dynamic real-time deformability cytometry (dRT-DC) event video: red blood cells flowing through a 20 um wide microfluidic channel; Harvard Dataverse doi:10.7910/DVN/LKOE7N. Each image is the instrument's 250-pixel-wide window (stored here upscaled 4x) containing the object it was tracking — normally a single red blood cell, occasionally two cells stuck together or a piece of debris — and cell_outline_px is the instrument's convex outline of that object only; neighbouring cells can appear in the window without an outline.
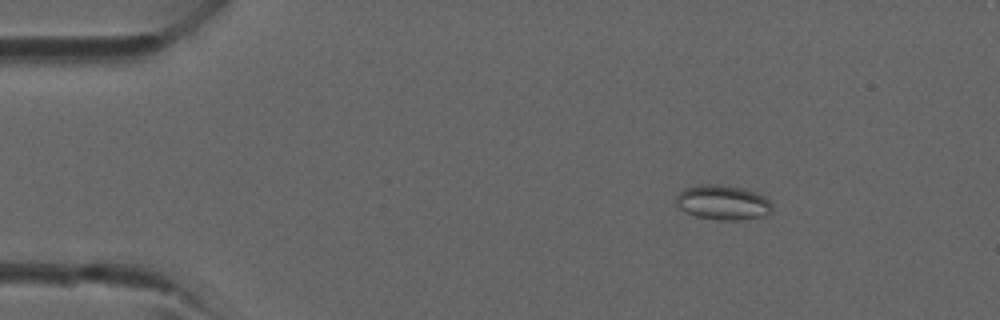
{"species": "common noctule bat (a hibernating species)", "species_latin": "Nyctalus noctula", "temperature_condition": "room temperature", "stored_images_in_passage": 5, "camera_frame_rate_fps": 3000, "um_per_image_px": 0.085, "animal": {"sex": "male", "forearm_length_mm": 52.5}, "frame": {"image": 1, "passage_image": 2, "time_ms": 1.0, "image_size_px": [1000, 320], "cell_outline_px": [[772, 212], [764, 216], [744, 220], [716, 220], [696, 216], [684, 212], [676, 204], [676, 196], [684, 188], [700, 184], [720, 184], [744, 188], [756, 192], [764, 196], [772, 204]], "centroid_in_image_um": [61.45, 17.21], "position_along_channel_um": 23.6, "area_um2": 19.77}}